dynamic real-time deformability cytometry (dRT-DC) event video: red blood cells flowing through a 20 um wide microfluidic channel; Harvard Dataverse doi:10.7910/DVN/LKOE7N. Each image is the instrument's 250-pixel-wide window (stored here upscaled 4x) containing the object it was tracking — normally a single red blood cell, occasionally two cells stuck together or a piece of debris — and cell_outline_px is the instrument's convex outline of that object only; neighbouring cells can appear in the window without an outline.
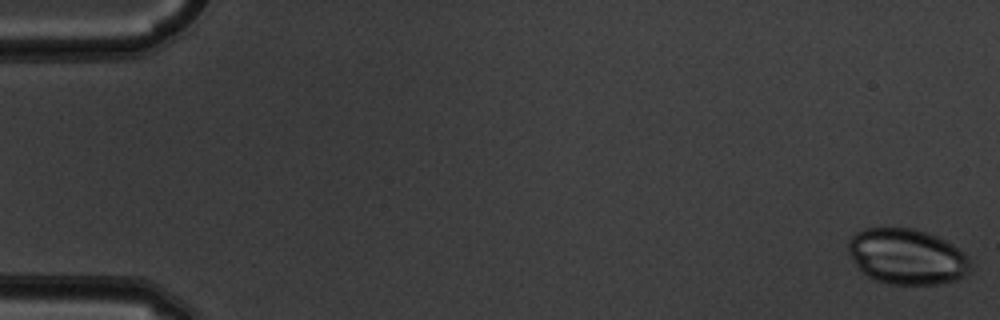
{"species": "common noctule bat (a hibernating species)", "species_latin": "Nyctalus noctula", "temperature_condition": "warm", "stored_images_in_passage": 53, "camera_frame_rate_fps": 3000, "um_per_image_px": 0.085, "animal": {"sex": "male", "body_mass_g": 19.5, "forearm_length_mm": 54.6}, "frame": {"image": 1, "passage_image": 1, "time_ms": 0.0, "image_size_px": [1000, 320], "cell_outline_px": [[972, 268], [964, 276], [956, 280], [940, 284], [888, 284], [876, 280], [868, 276], [856, 264], [848, 252], [848, 244], [852, 236], [856, 232], [864, 228], [912, 228], [936, 236], [952, 244], [964, 252], [968, 256]], "centroid_in_image_um": [77.11, 21.81], "position_along_channel_um": 7.9, "area_um2": 39.48}}
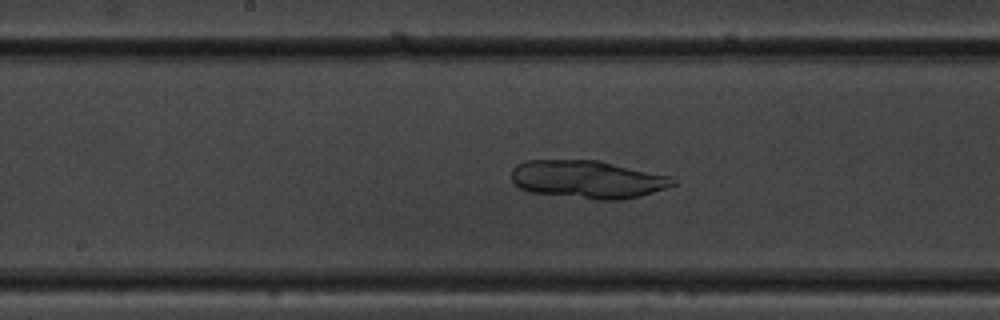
{"frame": {"image": 2, "passage_image": 28, "time_ms": 9.0, "image_size_px": [1000, 320], "cell_outline_px": [[676, 184], [640, 196], [620, 200], [596, 200], [528, 192], [520, 188], [512, 180], [512, 168], [516, 164], [524, 160], [600, 160], [672, 176], [676, 180]], "centroid_in_image_um": [49.94, 15.24], "position_along_channel_um": 198.3, "area_um2": 36.07}}
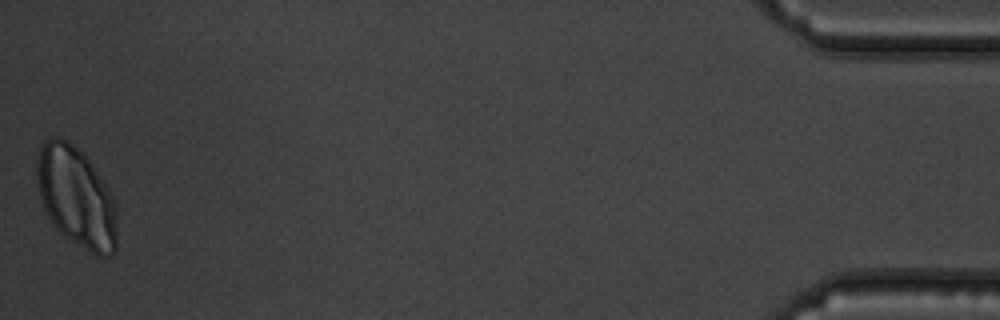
{"frame": {"image": 3, "passage_image": 53, "time_ms": 17.333, "image_size_px": [1000, 320], "cell_outline_px": [[116, 248], [112, 256], [96, 256], [60, 232], [52, 224], [40, 200], [36, 176], [36, 160], [40, 148], [44, 140], [48, 136], [60, 136], [72, 144], [88, 160], [108, 188], [112, 196], [116, 208]], "centroid_in_image_um": [6.46, 16.74], "position_along_channel_um": 428.7, "area_um2": 46.7}}